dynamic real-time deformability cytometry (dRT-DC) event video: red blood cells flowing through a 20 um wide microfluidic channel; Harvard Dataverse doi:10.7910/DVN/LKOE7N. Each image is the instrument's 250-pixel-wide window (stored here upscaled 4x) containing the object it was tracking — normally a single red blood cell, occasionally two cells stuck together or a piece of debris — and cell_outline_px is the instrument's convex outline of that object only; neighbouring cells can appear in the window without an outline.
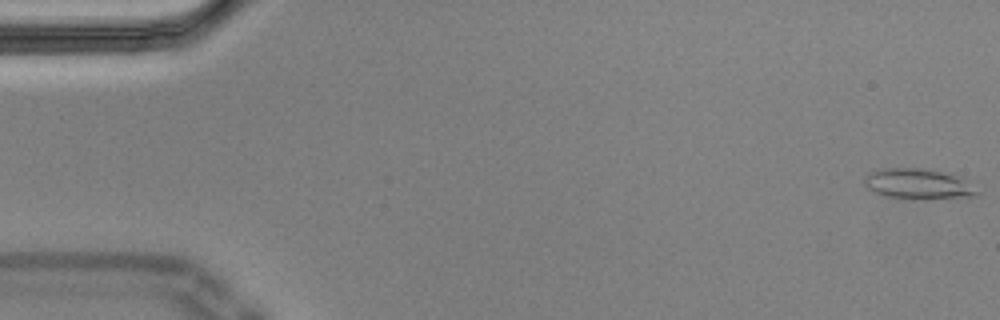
{"species": "Egyptian fruit bat (a non-hibernating species)", "species_latin": "Rousettus aegyptiacus", "temperature_condition": "cold", "stored_images_in_passage": 8, "camera_frame_rate_fps": 3000, "um_per_image_px": 0.085, "animal": {"sex": "male"}, "frame": {"image": 1, "passage_image": 1, "time_ms": 0.0, "image_size_px": [1000, 320], "cell_outline_px": [[980, 192], [976, 196], [920, 200], [908, 200], [884, 196], [868, 188], [864, 184], [864, 176], [872, 172], [884, 168], [916, 168], [940, 172], [952, 176], [960, 180]], "centroid_in_image_um": [77.94, 15.68], "position_along_channel_um": 7.1, "area_um2": 19.59}}